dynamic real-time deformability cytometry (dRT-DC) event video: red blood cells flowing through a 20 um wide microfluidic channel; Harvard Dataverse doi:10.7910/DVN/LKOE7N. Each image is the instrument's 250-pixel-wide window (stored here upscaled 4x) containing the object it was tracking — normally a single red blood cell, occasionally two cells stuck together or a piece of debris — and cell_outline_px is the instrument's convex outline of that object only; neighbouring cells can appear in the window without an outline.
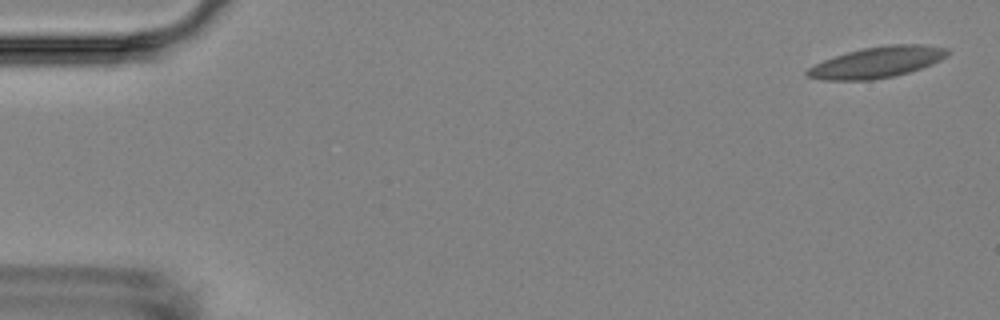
{"species": "Egyptian fruit bat (a non-hibernating species)", "species_latin": "Rousettus aegyptiacus", "temperature_condition": "room temperature", "stored_images_in_passage": 9, "camera_frame_rate_fps": 3000, "um_per_image_px": 0.085, "animal": {"sex": "female"}, "frame": {"image": 1, "passage_image": 1, "time_ms": 0.0, "image_size_px": [1000, 320], "cell_outline_px": [[952, 52], [948, 56], [932, 64], [896, 76], [872, 80], [824, 80], [804, 76], [804, 72], [808, 68], [824, 60], [848, 52], [864, 48], [888, 44], [924, 44], [948, 48]], "centroid_in_image_um": [74.59, 5.29], "position_along_channel_um": 10.4, "area_um2": 25.49}}
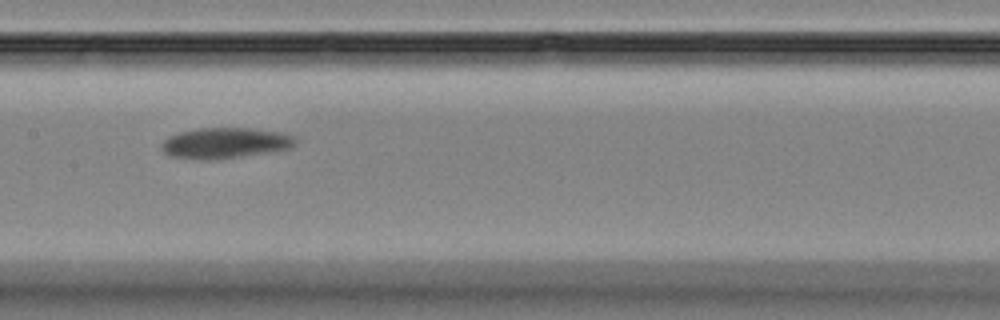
{"frame": {"image": 2, "passage_image": 8, "time_ms": 9.0, "image_size_px": [1000, 320], "cell_outline_px": [[296, 144], [292, 148], [216, 160], [204, 160], [172, 156], [164, 152], [160, 148], [160, 144], [168, 136], [180, 132], [200, 128], [252, 128], [288, 132], [296, 136]], "centroid_in_image_um": [19.19, 12.14], "position_along_channel_um": 188.2, "area_um2": 24.28}}
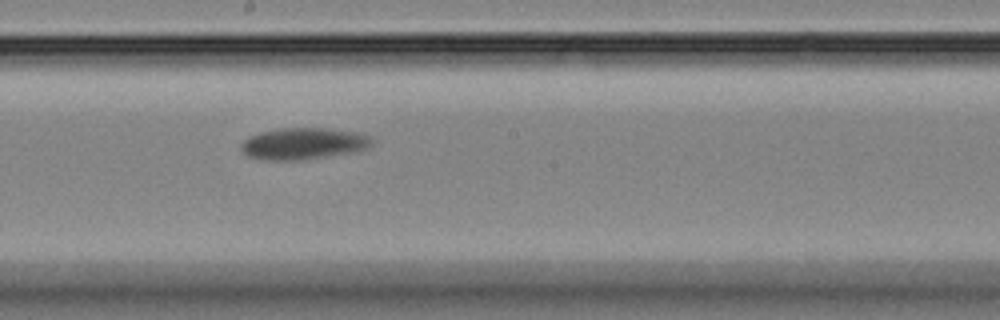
{"frame": {"image": 3, "passage_image": 9, "time_ms": 10.0, "image_size_px": [1000, 320], "cell_outline_px": [[372, 144], [368, 148], [348, 152], [300, 160], [264, 160], [248, 156], [240, 148], [240, 144], [248, 136], [260, 132], [280, 128], [328, 128], [364, 132], [372, 136]], "centroid_in_image_um": [25.8, 12.18], "position_along_channel_um": 222.4, "area_um2": 24.22}}